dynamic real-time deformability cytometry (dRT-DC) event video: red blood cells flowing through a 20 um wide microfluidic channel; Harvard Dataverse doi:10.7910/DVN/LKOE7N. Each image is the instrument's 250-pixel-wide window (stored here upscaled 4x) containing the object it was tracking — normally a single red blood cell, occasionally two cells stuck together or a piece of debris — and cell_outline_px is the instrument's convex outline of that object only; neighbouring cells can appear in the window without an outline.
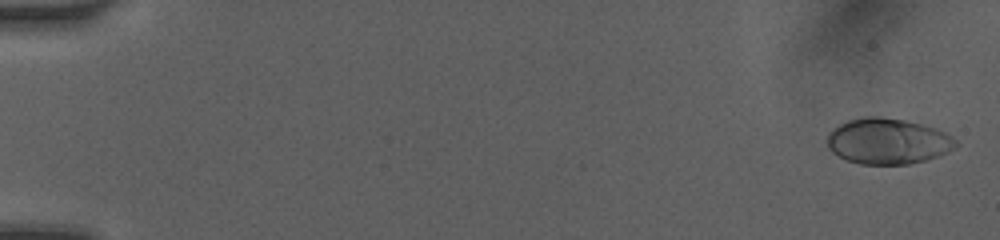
{"species": "human", "species_latin": "Homo sapiens", "temperature_condition": "room temperature", "stored_images_in_passage": 25, "camera_frame_rate_fps": 3000, "um_per_image_px": 0.085, "donor": {"sex": "female"}, "frame": {"image": 1, "passage_image": 1, "time_ms": 0.0, "image_size_px": [1000, 240], "cell_outline_px": [[960, 144], [948, 152], [940, 156], [908, 164], [860, 164], [848, 160], [832, 152], [828, 148], [824, 140], [828, 132], [832, 128], [848, 120], [864, 116], [880, 116], [904, 120], [936, 128], [952, 136]], "centroid_in_image_um": [75.44, 11.99], "position_along_channel_um": 9.6, "area_um2": 34.62}}
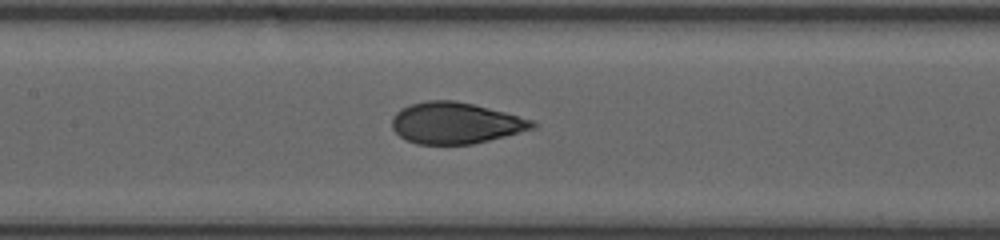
{"frame": {"image": 2, "passage_image": 11, "time_ms": 8.0, "image_size_px": [1000, 240], "cell_outline_px": [[540, 124], [536, 128], [472, 144], [416, 144], [400, 136], [392, 128], [392, 116], [400, 108], [412, 104], [428, 100], [452, 100], [472, 104], [504, 112], [532, 120]], "centroid_in_image_um": [38.71, 10.46], "position_along_channel_um": 168.7, "area_um2": 33.58}}
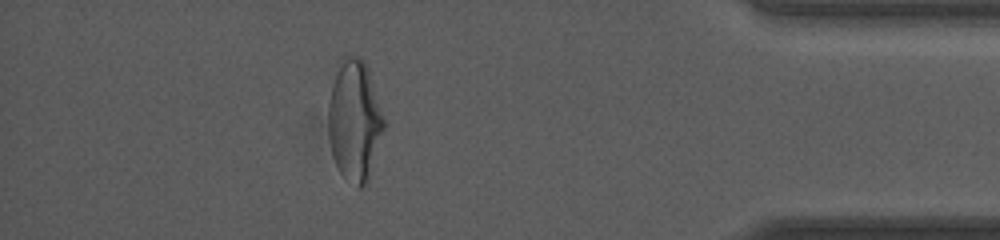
{"frame": {"image": 3, "passage_image": 22, "time_ms": 14.667, "image_size_px": [1000, 240], "cell_outline_px": [[384, 128], [368, 180], [360, 188], [356, 188], [340, 172], [332, 156], [328, 136], [328, 104], [332, 84], [336, 72], [344, 56], [356, 56], [364, 60], [368, 68], [384, 120]], "centroid_in_image_um": [30.11, 10.26], "position_along_channel_um": 405.1, "area_um2": 38.78}, "authors_computed_cell_mechanics": {"area_um2": 34.3332, "velocity_mm_per_s": 4.1072, "shape_relaxation_time_tau1_ms": 4.9806, "shape_relaxation_time_tau2_ms": 0.6382, "deformation_change_tau1": 0.1985, "deformation_change_tau2": 0.0527}}